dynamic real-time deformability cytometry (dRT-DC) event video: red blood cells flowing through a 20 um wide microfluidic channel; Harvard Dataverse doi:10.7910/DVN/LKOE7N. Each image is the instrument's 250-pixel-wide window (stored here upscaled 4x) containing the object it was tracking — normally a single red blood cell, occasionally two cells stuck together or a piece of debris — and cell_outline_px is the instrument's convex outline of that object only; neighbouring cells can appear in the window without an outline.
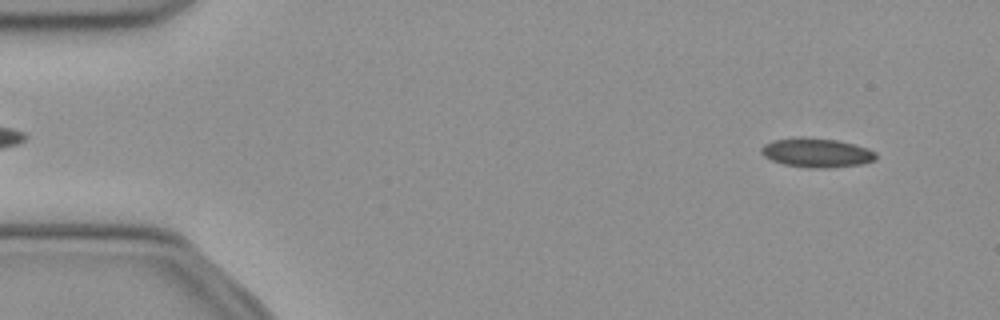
{"species": "common noctule bat (a hibernating species)", "species_latin": "Nyctalus noctula", "temperature_condition": "cold", "stored_images_in_passage": 16, "camera_frame_rate_fps": 3000, "um_per_image_px": 0.085, "animal": {"sex": "female", "body_mass_g": 21.9}, "frame": {"image": 1, "passage_image": 4, "time_ms": 1.0, "image_size_px": [1000, 320], "cell_outline_px": [[876, 160], [860, 164], [832, 168], [808, 168], [784, 164], [772, 160], [764, 156], [760, 152], [760, 148], [764, 144], [772, 140], [800, 136], [836, 140], [868, 148], [876, 152]], "centroid_in_image_um": [69.39, 12.98], "position_along_channel_um": 15.6, "area_um2": 19.65}}
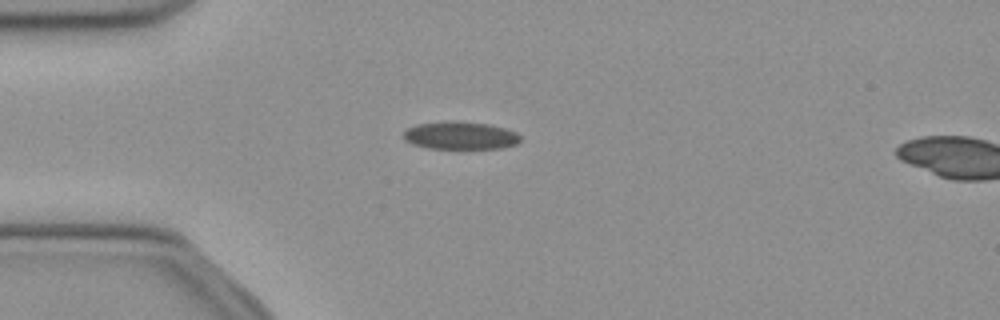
{"frame": {"image": 2, "passage_image": 13, "time_ms": 4.0, "image_size_px": [1000, 320], "cell_outline_px": [[520, 140], [516, 144], [500, 148], [428, 148], [412, 144], [404, 140], [404, 132], [408, 128], [416, 124], [452, 120], [488, 124], [504, 128], [516, 132], [520, 136]], "centroid_in_image_um": [39.11, 11.51], "position_along_channel_um": 45.9, "area_um2": 18.84}}